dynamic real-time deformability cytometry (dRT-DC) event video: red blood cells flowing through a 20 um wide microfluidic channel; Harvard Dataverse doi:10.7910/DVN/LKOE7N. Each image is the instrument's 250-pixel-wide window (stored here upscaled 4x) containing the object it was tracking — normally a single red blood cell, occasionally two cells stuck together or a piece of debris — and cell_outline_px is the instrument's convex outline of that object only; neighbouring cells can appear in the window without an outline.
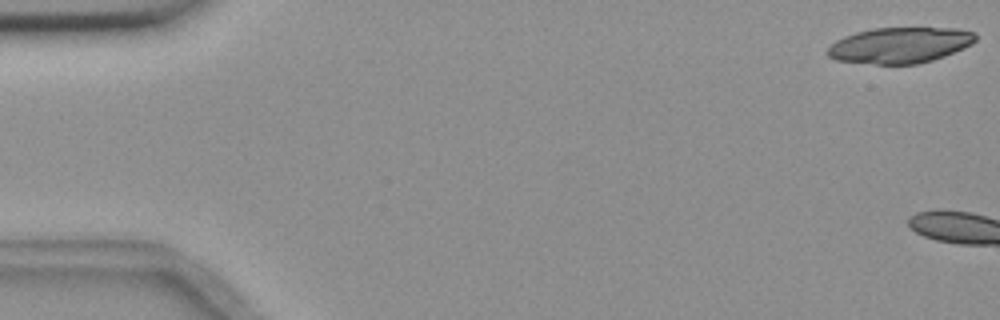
{"species": "common noctule bat (a hibernating species)", "species_latin": "Nyctalus noctula", "temperature_condition": "room temperature", "stored_images_in_passage": 4, "camera_frame_rate_fps": 3000, "um_per_image_px": 0.085, "animal": {"sex": "female", "body_mass_g": 18.4}, "frame": {"image": 1, "passage_image": 1, "time_ms": 0.0, "image_size_px": [1000, 320], "cell_outline_px": [[976, 40], [972, 44], [964, 48], [944, 56], [920, 64], [876, 64], [836, 60], [828, 56], [824, 52], [836, 40], [844, 36], [856, 32], [872, 28], [956, 28], [976, 32]], "centroid_in_image_um": [76.49, 3.84], "position_along_channel_um": 8.5, "area_um2": 31.04}}